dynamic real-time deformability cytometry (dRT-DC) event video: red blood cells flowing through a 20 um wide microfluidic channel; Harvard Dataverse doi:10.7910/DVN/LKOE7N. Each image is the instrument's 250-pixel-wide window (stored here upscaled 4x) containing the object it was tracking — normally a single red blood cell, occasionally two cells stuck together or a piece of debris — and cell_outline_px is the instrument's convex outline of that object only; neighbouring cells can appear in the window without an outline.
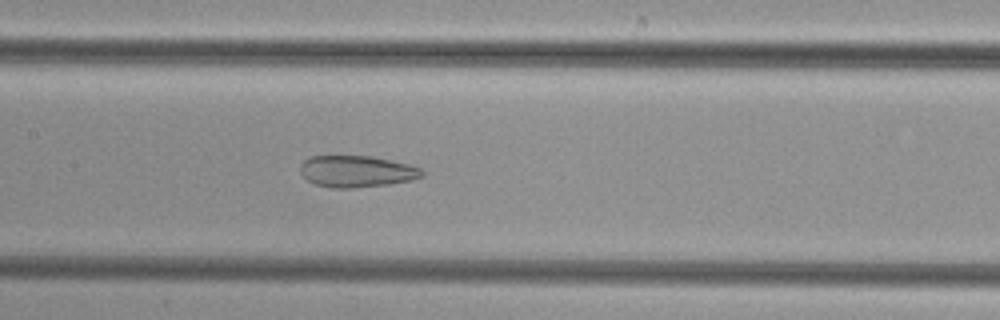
{"species": "common noctule bat (a hibernating species)", "species_latin": "Nyctalus noctula", "temperature_condition": "cold", "stored_images_in_passage": 49, "camera_frame_rate_fps": 3000, "um_per_image_px": 0.085, "animal": {"sex": "female", "body_mass_g": 29.2, "forearm_length_mm": 56.3}, "frame": {"image": 1, "passage_image": 23, "time_ms": 7.333, "image_size_px": [1000, 320], "cell_outline_px": [[424, 176], [412, 180], [388, 184], [352, 188], [332, 188], [316, 184], [308, 180], [300, 172], [300, 164], [304, 160], [312, 156], [372, 156], [408, 164], [420, 168], [424, 172]], "centroid_in_image_um": [30.32, 14.57], "position_along_channel_um": 177.1, "area_um2": 22.37}}
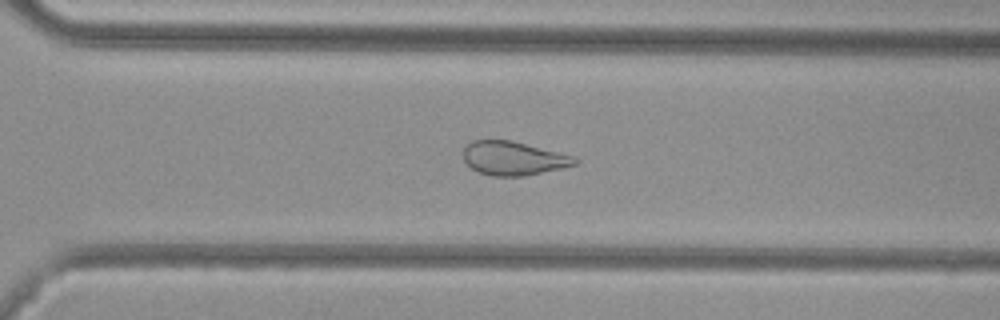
{"frame": {"image": 2, "passage_image": 34, "time_ms": 11.0, "image_size_px": [1000, 320], "cell_outline_px": [[580, 160], [576, 164], [564, 168], [524, 176], [492, 176], [476, 172], [464, 160], [464, 148], [472, 140], [512, 140], [572, 156]], "centroid_in_image_um": [43.63, 13.46], "position_along_channel_um": 327.0, "area_um2": 21.91}}
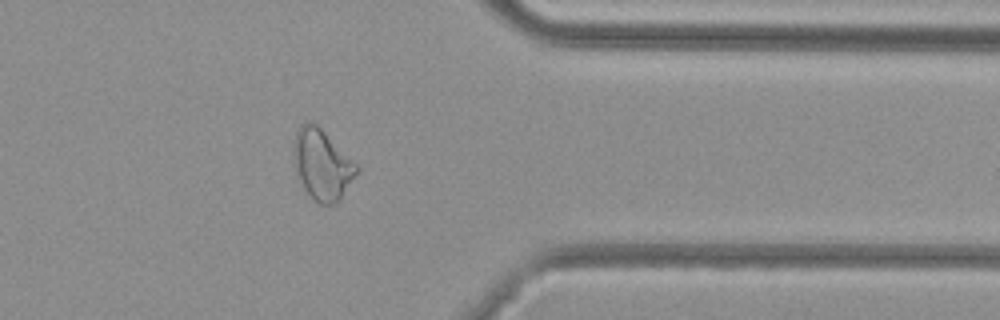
{"frame": {"image": 3, "passage_image": 39, "time_ms": 12.667, "image_size_px": [1000, 320], "cell_outline_px": [[360, 168], [340, 200], [336, 204], [320, 204], [296, 180], [292, 152], [292, 148], [296, 132], [300, 124], [308, 120], [312, 120]], "centroid_in_image_um": [27.32, 13.98], "position_along_channel_um": 384.1, "area_um2": 25.89}}